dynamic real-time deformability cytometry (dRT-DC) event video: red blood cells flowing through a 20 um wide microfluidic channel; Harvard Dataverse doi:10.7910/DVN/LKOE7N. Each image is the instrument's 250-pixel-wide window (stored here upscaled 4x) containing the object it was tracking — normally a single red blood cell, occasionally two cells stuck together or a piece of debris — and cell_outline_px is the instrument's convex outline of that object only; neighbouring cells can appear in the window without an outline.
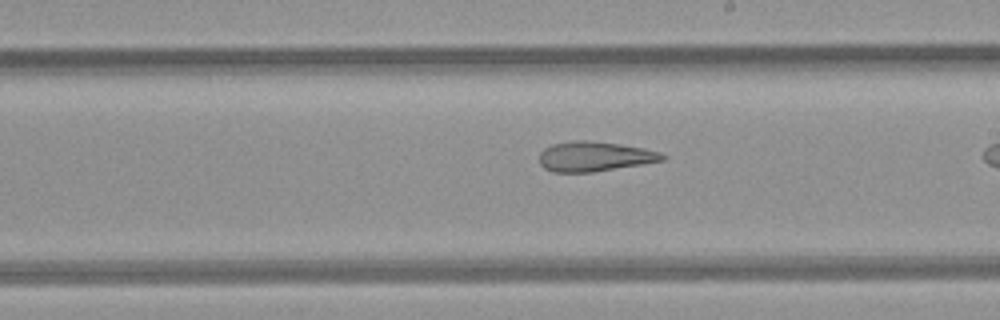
{"species": "common noctule bat (a hibernating species)", "species_latin": "Nyctalus noctula", "temperature_condition": "room temperature", "stored_images_in_passage": 27, "camera_frame_rate_fps": 3000, "um_per_image_px": 0.085, "animal": {"sex": "female", "body_mass_g": 21.9}, "frame": {"image": 1, "passage_image": 20, "time_ms": 6.333, "image_size_px": [1000, 320], "cell_outline_px": [[668, 156], [664, 160], [592, 172], [552, 172], [544, 168], [540, 164], [540, 152], [544, 148], [552, 144], [576, 140], [584, 140], [620, 144], [644, 148], [660, 152]], "centroid_in_image_um": [50.52, 13.29], "position_along_channel_um": 238.5, "area_um2": 21.27}}
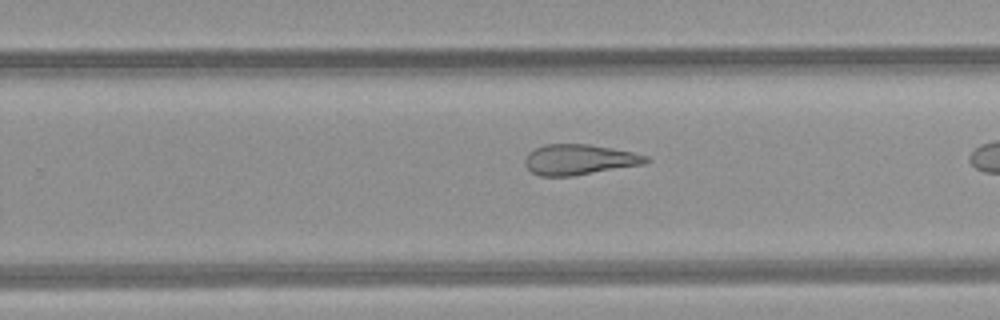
{"frame": {"image": 2, "passage_image": 23, "time_ms": 7.333, "image_size_px": [1000, 320], "cell_outline_px": [[652, 160], [644, 164], [572, 176], [540, 176], [532, 172], [524, 164], [524, 160], [528, 152], [544, 144], [588, 144], [612, 148], [632, 152], [648, 156]], "centroid_in_image_um": [49.23, 13.56], "position_along_channel_um": 280.6, "area_um2": 21.5}}